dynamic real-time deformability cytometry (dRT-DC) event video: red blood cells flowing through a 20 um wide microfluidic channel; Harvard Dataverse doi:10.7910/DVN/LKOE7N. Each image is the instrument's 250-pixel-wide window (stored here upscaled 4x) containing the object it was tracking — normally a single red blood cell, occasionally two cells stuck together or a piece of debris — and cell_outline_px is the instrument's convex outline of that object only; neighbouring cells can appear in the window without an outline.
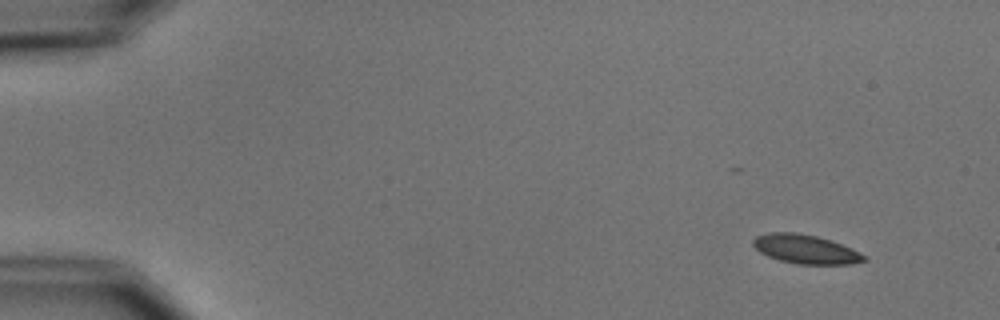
{"species": "common noctule bat (a hibernating species)", "species_latin": "Nyctalus noctula", "temperature_condition": "cold", "stored_images_in_passage": 5, "camera_frame_rate_fps": 3000, "um_per_image_px": 0.085, "animal": {"sex": "male", "body_mass_g": 15.6}, "frame": {"image": 1, "passage_image": 1, "time_ms": 0.0, "image_size_px": [1000, 320], "cell_outline_px": [[868, 260], [852, 264], [796, 264], [780, 260], [768, 256], [760, 252], [752, 244], [752, 240], [756, 236], [768, 232], [796, 232], [816, 236], [852, 248], [868, 256]], "centroid_in_image_um": [68.49, 21.18], "position_along_channel_um": 16.5, "area_um2": 18.79}}
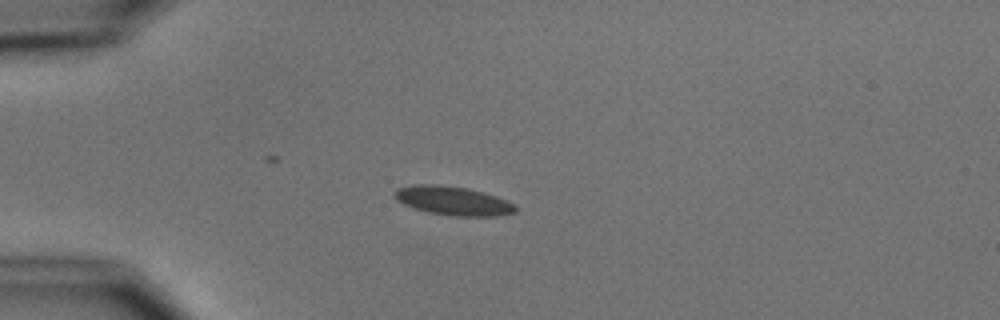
{"frame": {"image": 2, "passage_image": 4, "time_ms": 3.333, "image_size_px": [1000, 320], "cell_outline_px": [[516, 212], [496, 216], [452, 216], [428, 212], [412, 208], [396, 200], [392, 192], [396, 188], [416, 184], [440, 184], [464, 188], [496, 196], [516, 204]], "centroid_in_image_um": [38.46, 17.07], "position_along_channel_um": 46.5, "area_um2": 20.4}}